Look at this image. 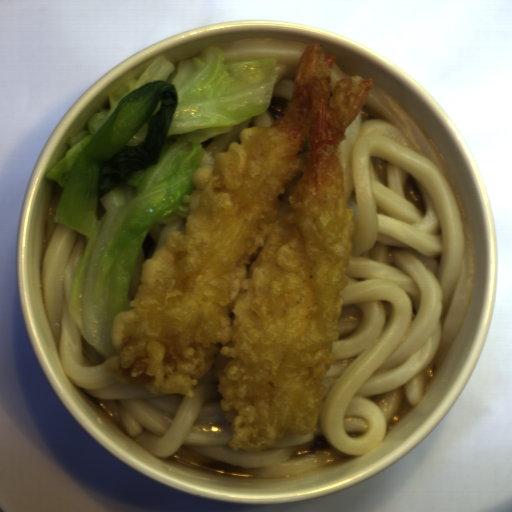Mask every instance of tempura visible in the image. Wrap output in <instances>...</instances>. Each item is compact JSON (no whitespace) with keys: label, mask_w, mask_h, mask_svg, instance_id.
I'll use <instances>...</instances> for the list:
<instances>
[{"label":"tempura","mask_w":512,"mask_h":512,"mask_svg":"<svg viewBox=\"0 0 512 512\" xmlns=\"http://www.w3.org/2000/svg\"><path fill=\"white\" fill-rule=\"evenodd\" d=\"M335 58L308 44L283 117L193 172L183 229L111 320L124 387L191 398L215 367L232 452L310 434L329 389L356 223L340 149L372 89L358 74L330 97Z\"/></svg>","instance_id":"1"}]
</instances>
